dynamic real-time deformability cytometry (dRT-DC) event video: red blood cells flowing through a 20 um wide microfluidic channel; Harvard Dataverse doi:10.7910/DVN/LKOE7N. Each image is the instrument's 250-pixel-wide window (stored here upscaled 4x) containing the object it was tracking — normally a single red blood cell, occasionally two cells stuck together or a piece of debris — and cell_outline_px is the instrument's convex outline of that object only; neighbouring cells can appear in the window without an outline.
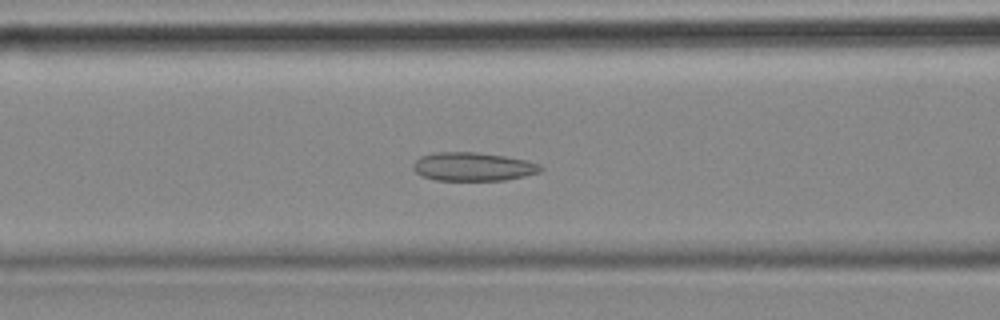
{"species": "common noctule bat (a hibernating species)", "species_latin": "Nyctalus noctula", "temperature_condition": "cold", "stored_images_in_passage": 56, "camera_frame_rate_fps": 3000, "um_per_image_px": 0.085, "animal": {"sex": "female", "body_mass_g": 18.4}, "frame": {"image": 1, "passage_image": 22, "time_ms": 7.0, "image_size_px": [1000, 320], "cell_outline_px": [[544, 168], [540, 172], [524, 176], [504, 180], [436, 180], [420, 176], [412, 168], [412, 164], [420, 156], [436, 152], [476, 152], [504, 156], [524, 160], [540, 164]], "centroid_in_image_um": [40.17, 14.17], "position_along_channel_um": 126.4, "area_um2": 21.21}}
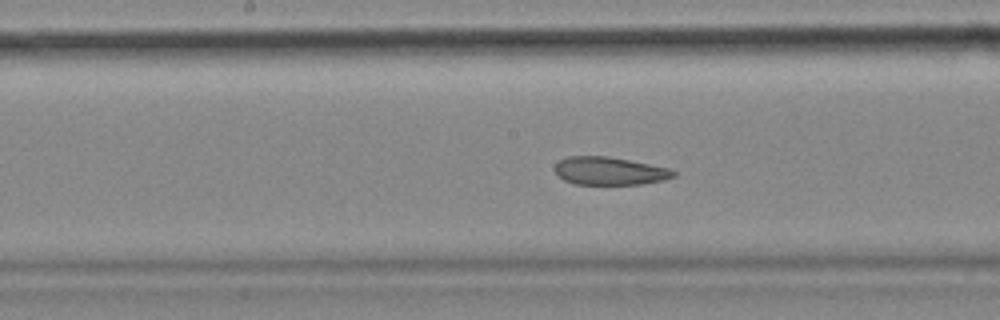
{"frame": {"image": 2, "passage_image": 28, "time_ms": 9.0, "image_size_px": [1000, 320], "cell_outline_px": [[676, 176], [664, 180], [640, 184], [576, 184], [564, 180], [556, 172], [556, 164], [560, 160], [568, 156], [608, 156], [668, 168], [676, 172]], "centroid_in_image_um": [51.82, 14.53], "position_along_channel_um": 196.4, "area_um2": 19.07}}
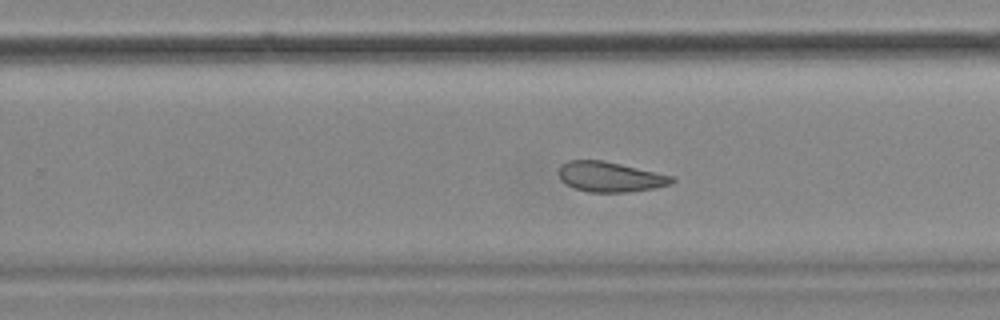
{"frame": {"image": 3, "passage_image": 35, "time_ms": 11.333, "image_size_px": [1000, 320], "cell_outline_px": [[676, 180], [672, 184], [652, 188], [628, 192], [588, 192], [576, 188], [560, 180], [560, 164], [568, 160], [600, 160], [620, 164], [676, 176]], "centroid_in_image_um": [51.9, 15.03], "position_along_channel_um": 277.9, "area_um2": 19.77}, "authors_computed_cell_mechanics": {"area_um2": 22.8599, "velocity_mm_per_s": 3.5186, "shape_relaxation_time_tau1_ms": null, "shape_relaxation_time_tau2_ms": 4.9186, "deformation_change_tau1": null, "deformation_change_tau2": 0.1102}}